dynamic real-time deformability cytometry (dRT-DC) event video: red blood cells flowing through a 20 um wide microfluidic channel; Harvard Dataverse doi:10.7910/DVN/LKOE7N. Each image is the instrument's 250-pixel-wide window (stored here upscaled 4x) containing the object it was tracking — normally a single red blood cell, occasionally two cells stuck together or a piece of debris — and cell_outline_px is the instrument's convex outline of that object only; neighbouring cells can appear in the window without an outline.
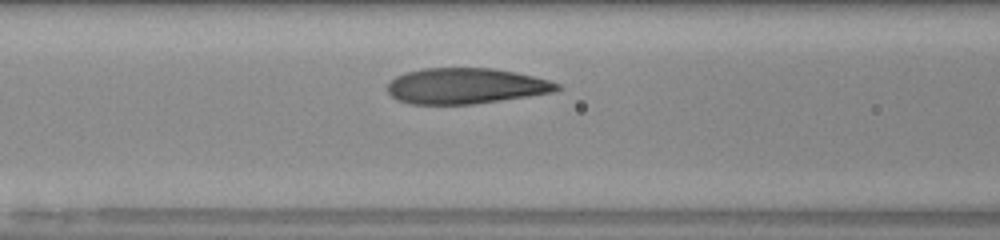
{"species": "human", "species_latin": "Homo sapiens", "temperature_condition": "room temperature", "stored_images_in_passage": 9, "camera_frame_rate_fps": 3000, "um_per_image_px": 0.085, "donor": {"sex": "male"}, "frame": {"image": 1, "passage_image": 7, "time_ms": 2.0, "image_size_px": [1000, 240], "cell_outline_px": [[560, 88], [556, 92], [472, 104], [408, 104], [396, 100], [388, 92], [388, 84], [396, 76], [404, 72], [424, 68], [492, 68], [516, 72], [548, 80], [560, 84]], "centroid_in_image_um": [39.57, 7.3], "position_along_channel_um": 127.0, "area_um2": 35.32}}